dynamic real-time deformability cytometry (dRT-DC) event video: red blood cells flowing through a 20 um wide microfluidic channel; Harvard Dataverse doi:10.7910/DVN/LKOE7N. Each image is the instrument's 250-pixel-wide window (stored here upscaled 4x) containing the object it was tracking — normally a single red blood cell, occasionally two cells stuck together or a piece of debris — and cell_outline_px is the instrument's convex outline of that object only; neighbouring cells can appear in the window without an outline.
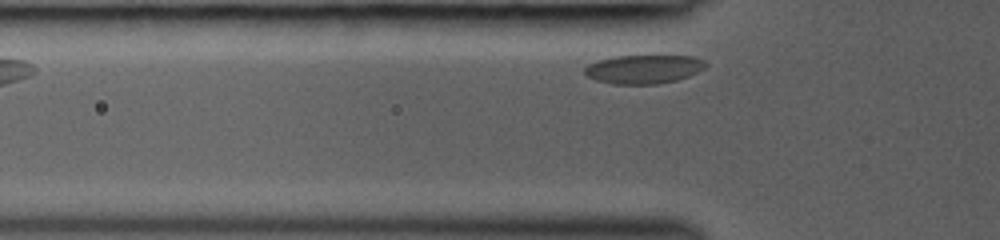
{"species": "common noctule bat (a hibernating species)", "species_latin": "Nyctalus noctula", "temperature_condition": "room temperature", "stored_images_in_passage": 29, "camera_frame_rate_fps": 3000, "um_per_image_px": 0.085, "animal": {"sex": "female", "body_mass_g": 19.0, "forearm_length_mm": 53.3}, "frame": {"image": 1, "passage_image": 2, "time_ms": 0.333, "image_size_px": [1000, 240], "cell_outline_px": [[708, 64], [704, 68], [688, 76], [676, 80], [656, 84], [612, 84], [596, 80], [588, 76], [584, 72], [584, 68], [588, 64], [600, 60], [616, 56], [692, 56], [704, 60]], "centroid_in_image_um": [54.71, 5.88], "position_along_channel_um": 71.1, "area_um2": 20.11}}
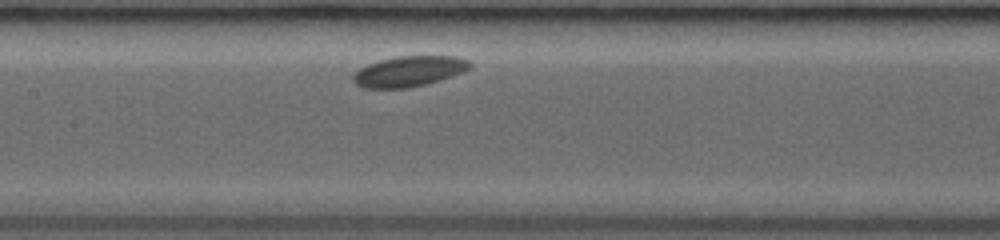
{"frame": {"image": 2, "passage_image": 13, "time_ms": 3.0, "image_size_px": [1000, 240], "cell_outline_px": [[472, 68], [440, 80], [408, 88], [364, 88], [356, 84], [352, 80], [352, 76], [360, 68], [368, 64], [380, 60], [396, 56], [456, 56], [468, 60], [472, 64]], "centroid_in_image_um": [34.76, 6.06], "position_along_channel_um": 172.6, "area_um2": 20.69}}
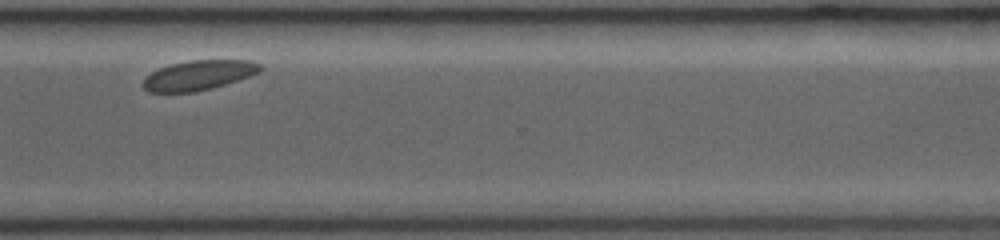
{"frame": {"image": 3, "passage_image": 28, "time_ms": 7.667, "image_size_px": [1000, 240], "cell_outline_px": [[264, 68], [260, 72], [212, 88], [196, 92], [148, 92], [144, 88], [144, 80], [152, 72], [160, 68], [172, 64], [188, 60], [252, 60], [260, 64]], "centroid_in_image_um": [16.92, 6.39], "position_along_channel_um": 353.7, "area_um2": 20.11}}